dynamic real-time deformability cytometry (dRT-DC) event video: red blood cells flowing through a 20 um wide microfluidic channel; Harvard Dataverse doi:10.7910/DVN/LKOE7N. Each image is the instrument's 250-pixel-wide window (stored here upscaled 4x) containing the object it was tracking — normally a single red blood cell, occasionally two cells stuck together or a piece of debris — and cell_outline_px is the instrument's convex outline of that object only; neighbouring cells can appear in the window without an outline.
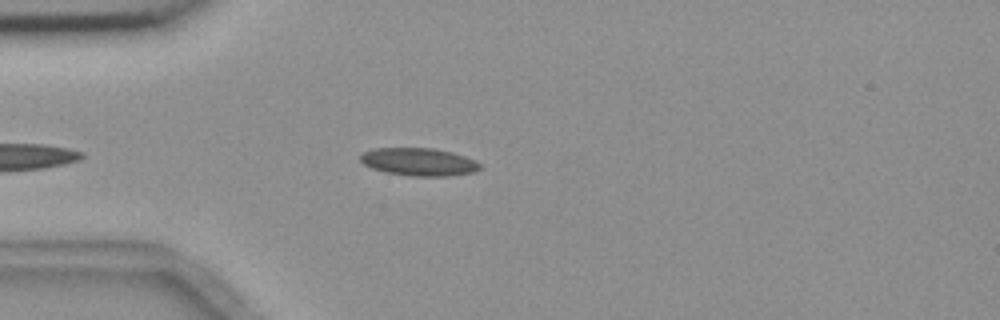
{"species": "common noctule bat (a hibernating species)", "species_latin": "Nyctalus noctula", "temperature_condition": "room temperature", "stored_images_in_passage": 5, "camera_frame_rate_fps": 3000, "um_per_image_px": 0.085, "animal": {"sex": "female", "body_mass_g": 18.4}, "frame": {"image": 1, "passage_image": 2, "time_ms": 1.333, "image_size_px": [1000, 320], "cell_outline_px": [[480, 168], [472, 172], [448, 176], [412, 176], [384, 172], [372, 168], [364, 164], [360, 160], [360, 156], [364, 152], [376, 148], [432, 148], [452, 152], [476, 160], [480, 164]], "centroid_in_image_um": [35.6, 13.76], "position_along_channel_um": 49.4, "area_um2": 19.25}}
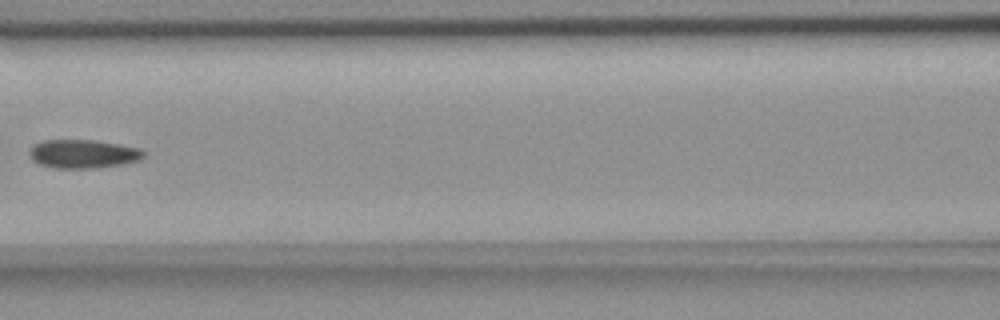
{"frame": {"image": 2, "passage_image": 5, "time_ms": 4.667, "image_size_px": [1000, 320], "cell_outline_px": [[144, 156], [140, 160], [120, 164], [92, 168], [52, 168], [40, 164], [32, 160], [32, 148], [36, 144], [44, 140], [96, 140], [140, 148], [144, 152]], "centroid_in_image_um": [7.1, 13.08], "position_along_channel_um": 159.5, "area_um2": 18.73}}